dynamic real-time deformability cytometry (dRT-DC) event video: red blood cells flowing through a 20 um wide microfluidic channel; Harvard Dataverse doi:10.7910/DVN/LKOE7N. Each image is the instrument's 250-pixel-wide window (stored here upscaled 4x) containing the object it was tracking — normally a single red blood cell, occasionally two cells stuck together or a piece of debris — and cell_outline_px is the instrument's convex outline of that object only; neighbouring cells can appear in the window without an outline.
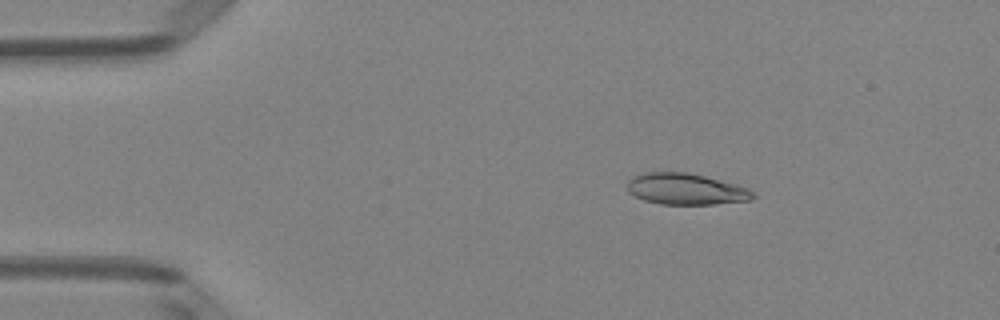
{"species": "Egyptian fruit bat (a non-hibernating species)", "species_latin": "Rousettus aegyptiacus", "temperature_condition": "room temperature", "stored_images_in_passage": 6, "camera_frame_rate_fps": 3000, "um_per_image_px": 0.085, "animal": {"sex": "female"}, "frame": {"image": 1, "passage_image": 3, "time_ms": 0.667, "image_size_px": [1000, 320], "cell_outline_px": [[756, 196], [752, 200], [712, 204], [660, 204], [644, 200], [628, 192], [628, 180], [632, 176], [648, 172], [688, 172], [736, 184], [748, 188], [756, 192]], "centroid_in_image_um": [58.33, 16.07], "position_along_channel_um": 26.7, "area_um2": 22.95}}
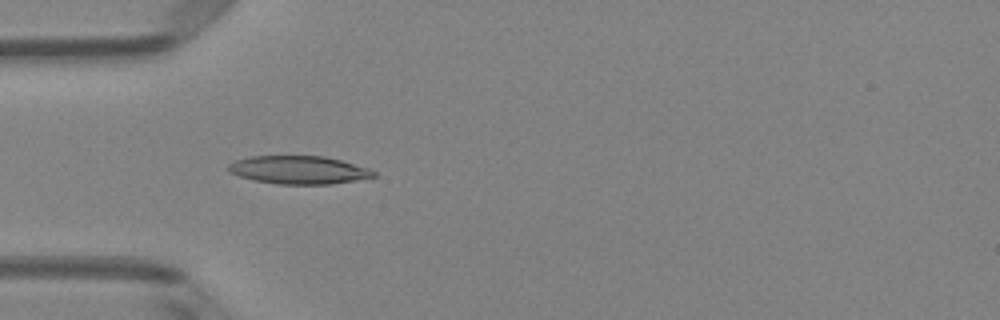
{"frame": {"image": 2, "passage_image": 5, "time_ms": 1.333, "image_size_px": [1000, 320], "cell_outline_px": [[376, 176], [332, 184], [276, 184], [252, 180], [228, 172], [228, 164], [236, 160], [252, 156], [324, 156], [340, 160], [368, 168], [376, 172]], "centroid_in_image_um": [25.36, 14.45], "position_along_channel_um": 59.6, "area_um2": 23.7}}
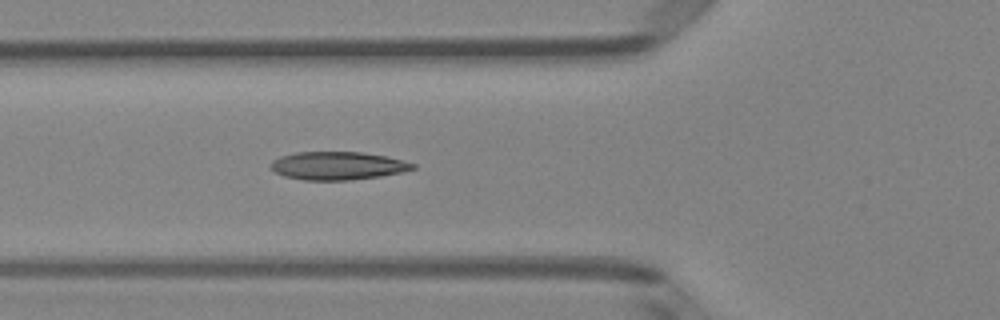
{"frame": {"image": 3, "passage_image": 6, "time_ms": 1.667, "image_size_px": [1000, 320], "cell_outline_px": [[416, 168], [400, 172], [380, 176], [348, 180], [304, 180], [284, 176], [276, 172], [272, 168], [272, 160], [280, 156], [296, 152], [364, 152], [388, 156], [416, 164]], "centroid_in_image_um": [28.72, 14.08], "position_along_channel_um": 97.1, "area_um2": 23.18}}